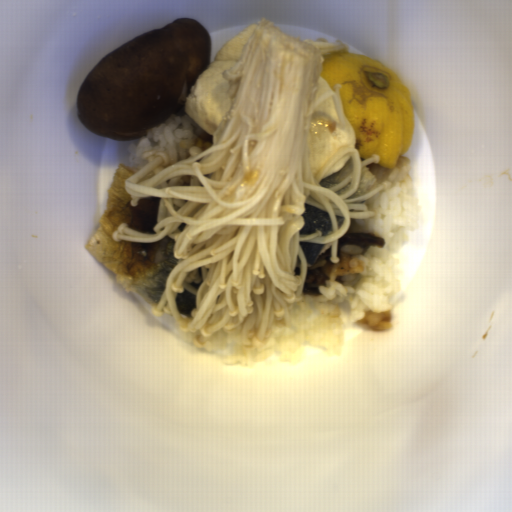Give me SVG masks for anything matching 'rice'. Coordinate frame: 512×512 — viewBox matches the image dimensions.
Segmentation results:
<instances>
[{
  "label": "rice",
  "instance_id": "652b925c",
  "mask_svg": "<svg viewBox=\"0 0 512 512\" xmlns=\"http://www.w3.org/2000/svg\"><path fill=\"white\" fill-rule=\"evenodd\" d=\"M376 178L372 188L384 185L363 201L374 218L351 219L347 232L371 233L383 247L345 245L339 263H331L332 244L314 264H307L301 301L290 304V324L273 316L271 336L262 346L243 345L241 328H219L202 346L207 352L223 351L222 363L249 367L277 355L281 363L299 364L305 347L341 357L346 327L360 325L369 331H388L391 299L403 284L399 253L409 235L423 223L409 157L400 156L394 167L369 164ZM371 190V191H372ZM346 232V233H347Z\"/></svg>",
  "mask_w": 512,
  "mask_h": 512
},
{
  "label": "rice",
  "instance_id": "023b6e5f",
  "mask_svg": "<svg viewBox=\"0 0 512 512\" xmlns=\"http://www.w3.org/2000/svg\"><path fill=\"white\" fill-rule=\"evenodd\" d=\"M213 144V135L205 131L186 114L170 116L162 125L147 130L146 135L129 143L128 162L135 173L147 165L143 158L147 150H161L170 161L179 162L189 158V149L198 146L206 150Z\"/></svg>",
  "mask_w": 512,
  "mask_h": 512
}]
</instances>
